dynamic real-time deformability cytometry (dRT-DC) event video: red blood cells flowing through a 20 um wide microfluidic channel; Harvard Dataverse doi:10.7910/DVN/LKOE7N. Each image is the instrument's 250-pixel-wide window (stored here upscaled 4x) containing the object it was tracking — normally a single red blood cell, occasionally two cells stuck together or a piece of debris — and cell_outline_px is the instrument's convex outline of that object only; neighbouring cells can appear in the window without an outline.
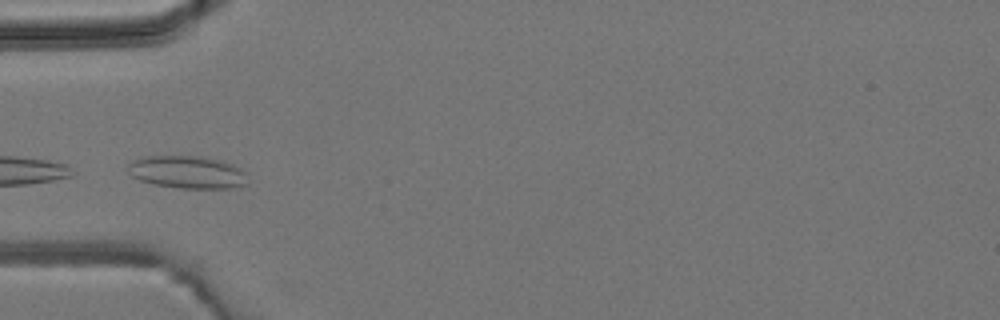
{"species": "common noctule bat (a hibernating species)", "species_latin": "Nyctalus noctula", "temperature_condition": "room temperature", "stored_images_in_passage": 2, "camera_frame_rate_fps": 3000, "um_per_image_px": 0.085, "animal": {"sex": "male", "body_mass_g": 19.2, "forearm_length_mm": 51.8}, "frame": {"image": 1, "passage_image": 2, "time_ms": 2.0, "image_size_px": [1000, 320], "cell_outline_px": [[248, 184], [232, 188], [180, 188], [152, 184], [140, 180], [132, 176], [128, 172], [128, 164], [132, 160], [144, 156], [196, 156], [220, 160], [232, 164], [240, 168], [244, 172]], "centroid_in_image_um": [15.9, 14.63], "position_along_channel_um": 69.1, "area_um2": 22.77}}